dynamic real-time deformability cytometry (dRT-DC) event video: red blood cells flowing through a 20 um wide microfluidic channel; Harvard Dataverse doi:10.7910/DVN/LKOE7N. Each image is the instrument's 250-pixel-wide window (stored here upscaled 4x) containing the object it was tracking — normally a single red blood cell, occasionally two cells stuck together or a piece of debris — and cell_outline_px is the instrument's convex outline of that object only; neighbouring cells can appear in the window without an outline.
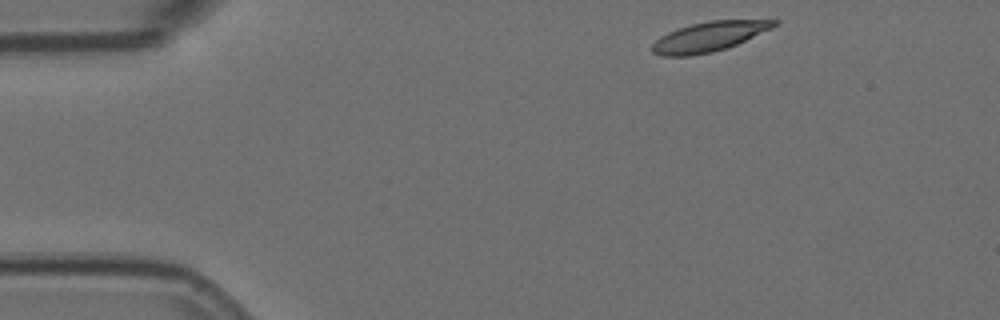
{"species": "Egyptian fruit bat (a non-hibernating species)", "species_latin": "Rousettus aegyptiacus", "temperature_condition": "room temperature", "stored_images_in_passage": 4, "camera_frame_rate_fps": 3000, "um_per_image_px": 0.085, "animal": {"sex": "female"}, "frame": {"image": 1, "passage_image": 1, "time_ms": 0.0, "image_size_px": [1000, 320], "cell_outline_px": [[780, 24], [772, 28], [736, 44], [712, 52], [688, 56], [660, 56], [652, 52], [648, 48], [660, 36], [668, 32], [692, 24], [712, 20], [780, 20]], "centroid_in_image_um": [60.23, 3.12], "position_along_channel_um": 24.8, "area_um2": 20.98}}
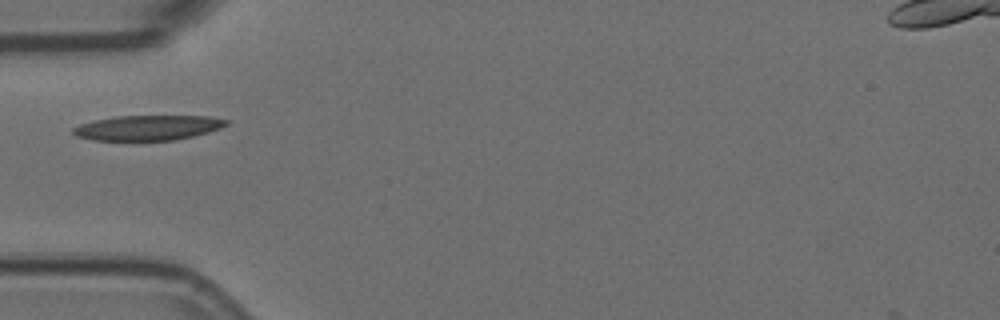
{"frame": {"image": 2, "passage_image": 4, "time_ms": 1.0, "image_size_px": [1000, 320], "cell_outline_px": [[232, 120], [228, 124], [220, 128], [208, 132], [176, 140], [92, 140], [76, 136], [72, 132], [72, 128], [80, 124], [96, 120], [116, 116], [208, 116]], "centroid_in_image_um": [12.59, 10.85], "position_along_channel_um": 72.4, "area_um2": 22.31}}